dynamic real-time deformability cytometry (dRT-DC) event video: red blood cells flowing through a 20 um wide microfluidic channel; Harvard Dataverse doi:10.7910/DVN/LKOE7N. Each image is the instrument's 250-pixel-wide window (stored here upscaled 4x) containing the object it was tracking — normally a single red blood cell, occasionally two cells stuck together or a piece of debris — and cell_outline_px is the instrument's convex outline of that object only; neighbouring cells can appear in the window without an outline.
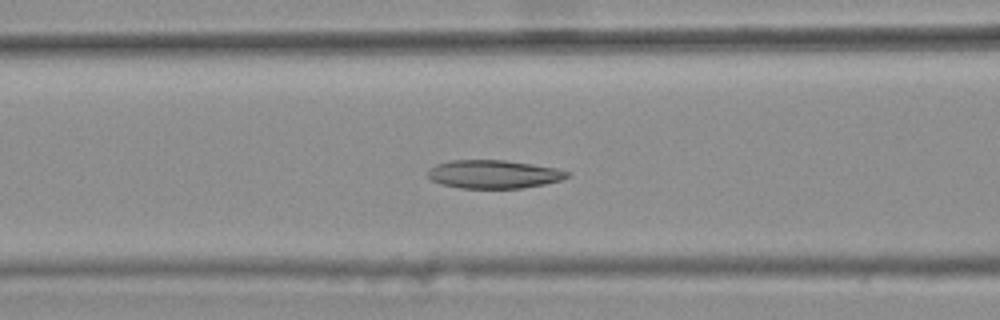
{"species": "common noctule bat (a hibernating species)", "species_latin": "Nyctalus noctula", "temperature_condition": "warm", "stored_images_in_passage": 43, "camera_frame_rate_fps": 3000, "um_per_image_px": 0.085, "animal": {"sex": "female", "body_mass_g": 25.1}, "frame": {"image": 1, "passage_image": 21, "time_ms": 6.667, "image_size_px": [1000, 320], "cell_outline_px": [[572, 172], [568, 176], [560, 180], [544, 184], [524, 188], [460, 188], [440, 184], [432, 180], [428, 176], [428, 168], [436, 164], [452, 160], [504, 160], [532, 164], [556, 168]], "centroid_in_image_um": [41.95, 14.81], "position_along_channel_um": 124.6, "area_um2": 23.06}}
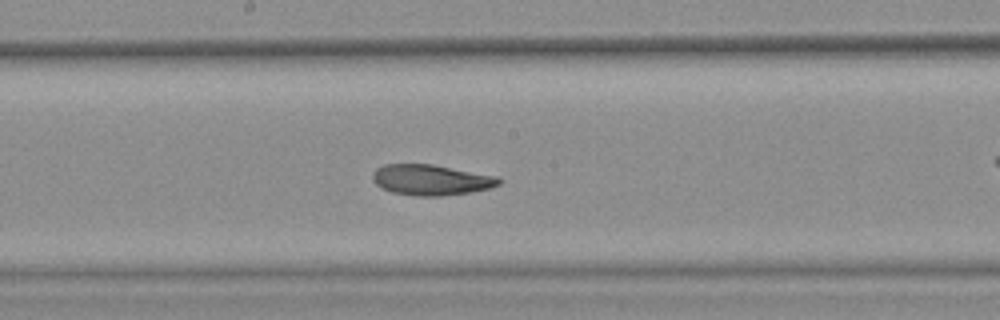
{"frame": {"image": 2, "passage_image": 28, "time_ms": 9.0, "image_size_px": [1000, 320], "cell_outline_px": [[504, 180], [500, 184], [488, 188], [472, 192], [440, 196], [416, 196], [392, 192], [380, 188], [372, 180], [372, 176], [376, 168], [384, 164], [432, 164], [500, 176]], "centroid_in_image_um": [36.67, 15.29], "position_along_channel_um": 211.5, "area_um2": 22.83}}
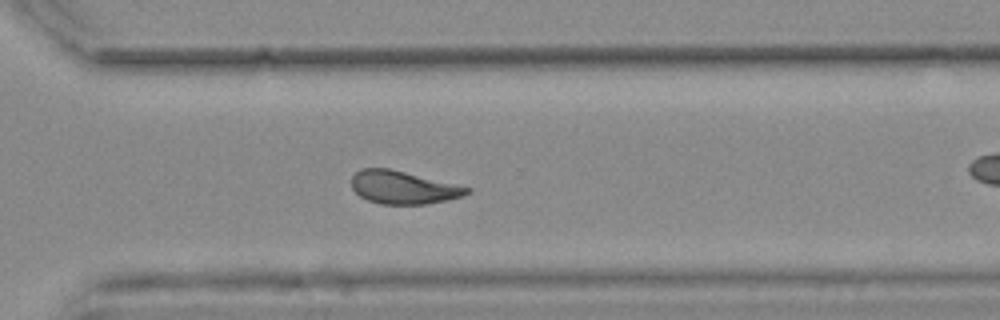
{"frame": {"image": 3, "passage_image": 38, "time_ms": 12.333, "image_size_px": [1000, 320], "cell_outline_px": [[472, 188], [464, 196], [448, 200], [424, 204], [380, 204], [368, 200], [360, 196], [352, 188], [352, 176], [360, 168], [392, 168]], "centroid_in_image_um": [34.27, 15.92], "position_along_channel_um": 336.3, "area_um2": 22.25}, "authors_computed_cell_mechanics": {"area_um2": 23.4668, "velocity_mm_per_s": 3.739, "shape_relaxation_time_tau1_ms": null, "shape_relaxation_time_tau2_ms": 3.116, "deformation_change_tau1": null, "deformation_change_tau2": 0.099}}